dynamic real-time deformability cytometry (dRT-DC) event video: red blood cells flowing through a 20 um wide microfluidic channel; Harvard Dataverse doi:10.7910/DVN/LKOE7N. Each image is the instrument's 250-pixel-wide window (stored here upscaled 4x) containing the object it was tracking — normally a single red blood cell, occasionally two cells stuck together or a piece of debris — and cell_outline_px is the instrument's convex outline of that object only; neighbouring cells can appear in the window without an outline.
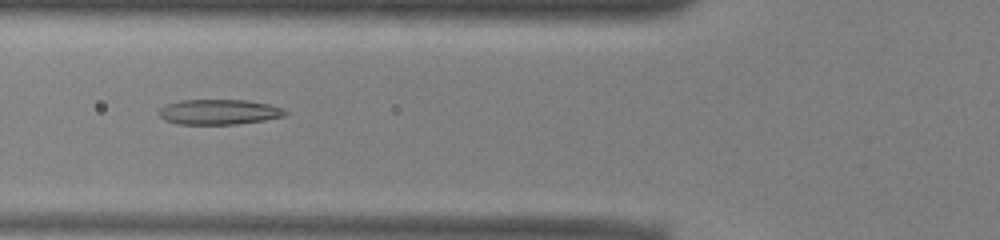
{"species": "common noctule bat (a hibernating species)", "species_latin": "Nyctalus noctula", "temperature_condition": "warm", "stored_images_in_passage": 52, "camera_frame_rate_fps": 3000, "um_per_image_px": 0.085, "animal": {"sex": "male", "body_mass_g": 13.0, "forearm_length_mm": 53.1}, "frame": {"image": 1, "passage_image": 19, "time_ms": 6.0, "image_size_px": [1000, 240], "cell_outline_px": [[288, 112], [284, 116], [264, 120], [236, 124], [180, 124], [164, 120], [156, 112], [160, 108], [168, 104], [180, 100], [248, 100], [268, 104], [280, 108]], "centroid_in_image_um": [18.58, 9.51], "position_along_channel_um": 107.2, "area_um2": 18.44}}
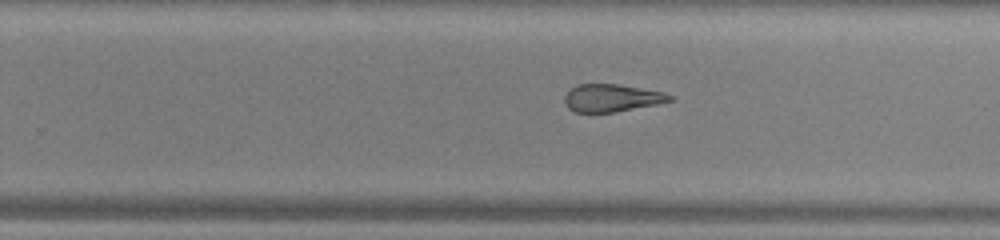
{"frame": {"image": 2, "passage_image": 32, "time_ms": 10.333, "image_size_px": [1000, 240], "cell_outline_px": [[672, 100], [656, 104], [616, 112], [576, 112], [568, 108], [564, 100], [564, 96], [576, 84], [616, 84], [664, 92], [672, 96]], "centroid_in_image_um": [51.97, 8.32], "position_along_channel_um": 277.8, "area_um2": 16.7}}
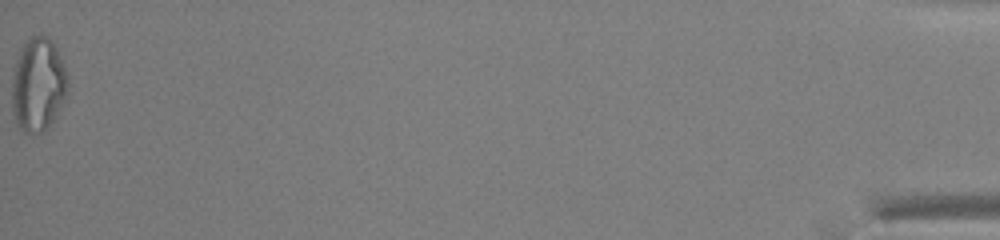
{"frame": {"image": 3, "passage_image": 52, "time_ms": 17.0, "image_size_px": [1000, 240], "cell_outline_px": [[68, 92], [56, 116], [44, 132], [36, 136], [28, 136], [16, 124], [12, 108], [12, 76], [16, 60], [20, 48], [32, 36], [48, 36], [56, 48], [68, 76]], "centroid_in_image_um": [3.23, 7.26], "position_along_channel_um": 432.0, "area_um2": 30.87}, "authors_computed_cell_mechanics": {"area_um2": 20.8947, "velocity_mm_per_s": 3.944, "shape_relaxation_time_tau1_ms": null, "shape_relaxation_time_tau2_ms": 3.2356, "deformation_change_tau1": null, "deformation_change_tau2": 0.1385}}